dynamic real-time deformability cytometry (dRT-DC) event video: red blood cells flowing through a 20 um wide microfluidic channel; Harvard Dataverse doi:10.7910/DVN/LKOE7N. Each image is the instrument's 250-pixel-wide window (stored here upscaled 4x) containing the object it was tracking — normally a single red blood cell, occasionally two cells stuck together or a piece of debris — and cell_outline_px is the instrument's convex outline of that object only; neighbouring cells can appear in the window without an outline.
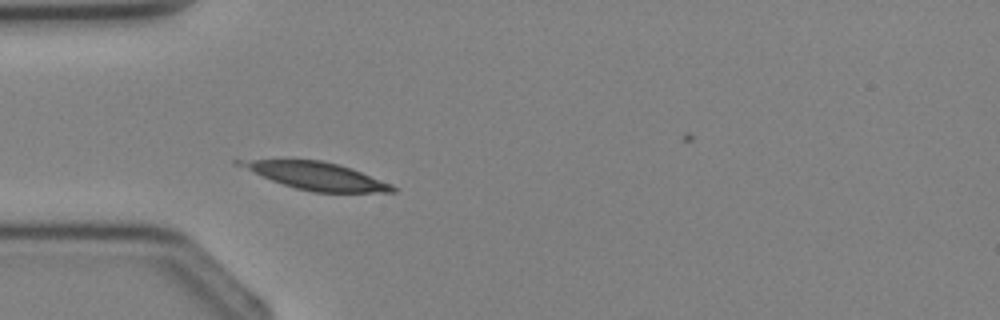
{"species": "Egyptian fruit bat (a non-hibernating species)", "species_latin": "Rousettus aegyptiacus", "temperature_condition": "cold", "stored_images_in_passage": 2, "camera_frame_rate_fps": 3000, "um_per_image_px": 0.085, "animal": {"sex": "female"}, "frame": {"image": 1, "passage_image": 2, "time_ms": 2.0, "image_size_px": [1000, 320], "cell_outline_px": [[396, 192], [312, 192], [296, 188], [272, 180], [236, 164], [232, 160], [320, 160], [352, 168], [392, 184], [396, 188]], "centroid_in_image_um": [26.95, 14.96], "position_along_channel_um": 58.1, "area_um2": 23.93}}